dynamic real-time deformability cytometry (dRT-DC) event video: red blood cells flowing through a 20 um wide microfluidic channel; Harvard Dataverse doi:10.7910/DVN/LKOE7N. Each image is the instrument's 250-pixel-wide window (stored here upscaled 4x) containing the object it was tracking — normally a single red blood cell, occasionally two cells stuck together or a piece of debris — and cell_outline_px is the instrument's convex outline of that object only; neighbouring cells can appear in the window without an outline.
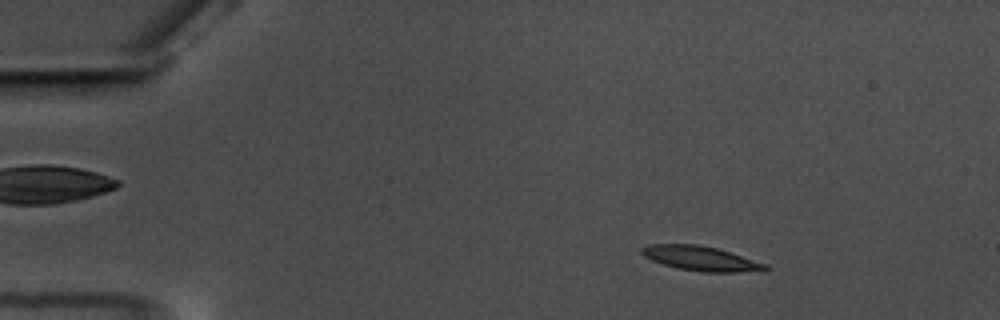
{"species": "common noctule bat (a hibernating species)", "species_latin": "Nyctalus noctula", "temperature_condition": "warm", "stored_images_in_passage": 57, "camera_frame_rate_fps": 3000, "um_per_image_px": 0.085, "animal": {"sex": "male", "body_mass_g": 17.5, "forearm_length_mm": 52.3}, "frame": {"image": 1, "passage_image": 8, "time_ms": 2.333, "image_size_px": [1000, 320], "cell_outline_px": [[772, 268], [764, 272], [704, 272], [676, 268], [652, 260], [644, 256], [640, 252], [640, 248], [648, 244], [696, 244], [716, 248], [768, 264]], "centroid_in_image_um": [59.63, 21.98], "position_along_channel_um": 25.4, "area_um2": 17.92}}
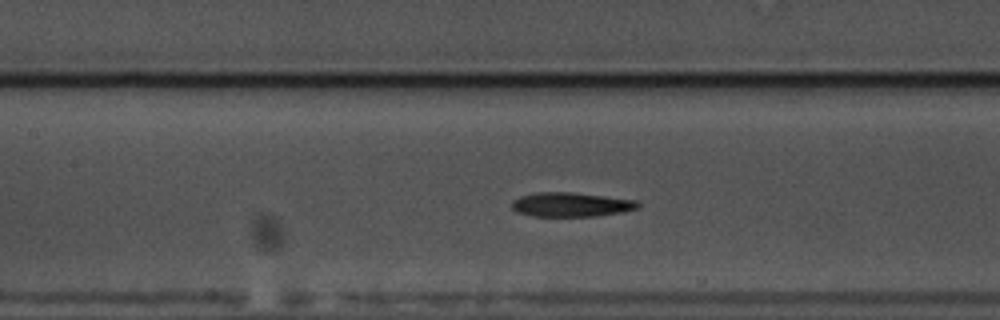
{"frame": {"image": 2, "passage_image": 26, "time_ms": 8.333, "image_size_px": [1000, 320], "cell_outline_px": [[640, 208], [620, 212], [596, 216], [532, 216], [516, 212], [512, 208], [512, 200], [520, 196], [536, 192], [572, 192], [636, 200], [640, 204]], "centroid_in_image_um": [48.51, 17.38], "position_along_channel_um": 158.9, "area_um2": 17.86}}
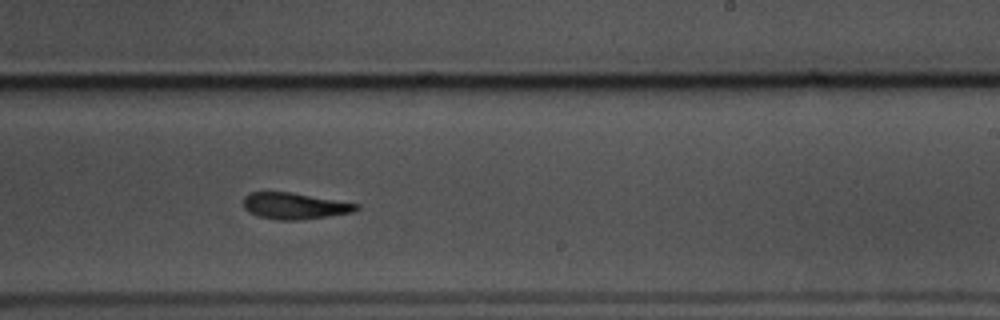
{"frame": {"image": 3, "passage_image": 35, "time_ms": 11.333, "image_size_px": [1000, 320], "cell_outline_px": [[360, 208], [352, 212], [300, 220], [276, 220], [260, 216], [248, 212], [244, 208], [244, 196], [248, 192], [288, 192], [360, 204]], "centroid_in_image_um": [25.01, 17.5], "position_along_channel_um": 264.0, "area_um2": 17.17}, "authors_computed_cell_mechanics": {"area_um2": 17.9758, "velocity_mm_per_s": 3.5199, "shape_relaxation_time_tau1_ms": 6.5996, "shape_relaxation_time_tau2_ms": 7.0721, "deformation_change_tau1": 0.2039, "deformation_change_tau2": 0.1612}}